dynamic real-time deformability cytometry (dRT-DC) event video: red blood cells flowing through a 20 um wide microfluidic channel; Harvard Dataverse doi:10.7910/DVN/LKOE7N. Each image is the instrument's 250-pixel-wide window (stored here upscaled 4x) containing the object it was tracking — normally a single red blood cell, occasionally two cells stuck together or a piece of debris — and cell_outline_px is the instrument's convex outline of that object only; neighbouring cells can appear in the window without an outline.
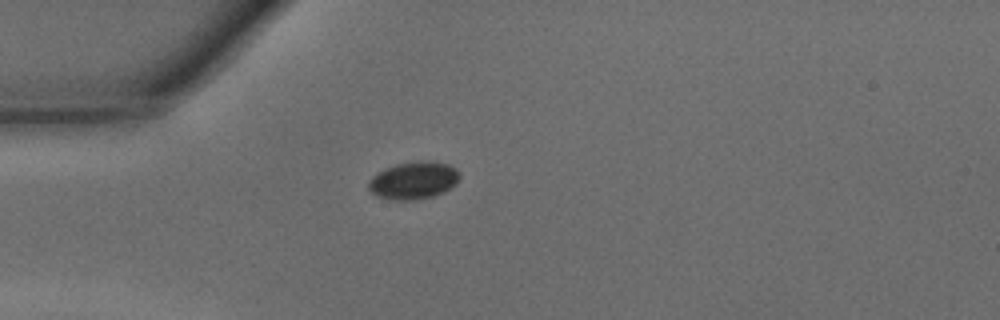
{"species": "common noctule bat (a hibernating species)", "species_latin": "Nyctalus noctula", "temperature_condition": "warm", "stored_images_in_passage": 35, "camera_frame_rate_fps": 3000, "um_per_image_px": 0.085, "animal": {"sex": "male", "body_mass_g": 15.6}, "frame": {"image": 1, "passage_image": 1, "time_ms": 0.0, "image_size_px": [1000, 320], "cell_outline_px": [[460, 176], [456, 184], [444, 192], [432, 196], [416, 200], [388, 200], [376, 196], [368, 188], [368, 180], [372, 176], [384, 168], [396, 164], [416, 160], [432, 160], [448, 164], [456, 168], [460, 172]], "centroid_in_image_um": [35.15, 15.32], "position_along_channel_um": 49.8, "area_um2": 20.35}}
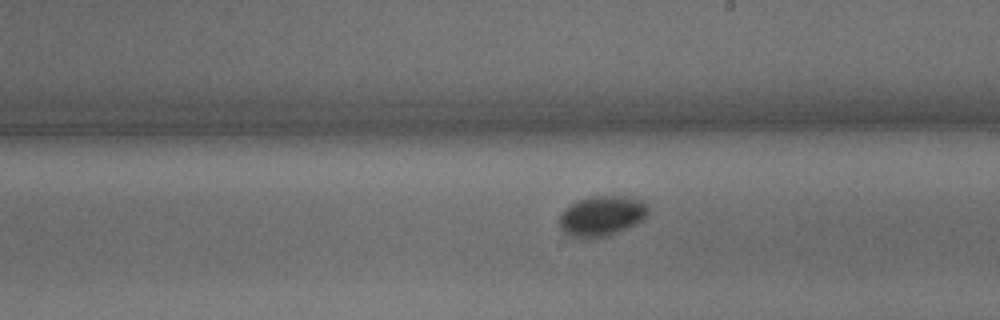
{"frame": {"image": 2, "passage_image": 15, "time_ms": 4.667, "image_size_px": [1000, 320], "cell_outline_px": [[648, 212], [636, 224], [608, 236], [592, 240], [576, 240], [568, 236], [560, 228], [560, 212], [576, 200], [592, 196], [628, 196], [644, 200], [648, 204]], "centroid_in_image_um": [51.11, 18.38], "position_along_channel_um": 237.9, "area_um2": 21.44}}
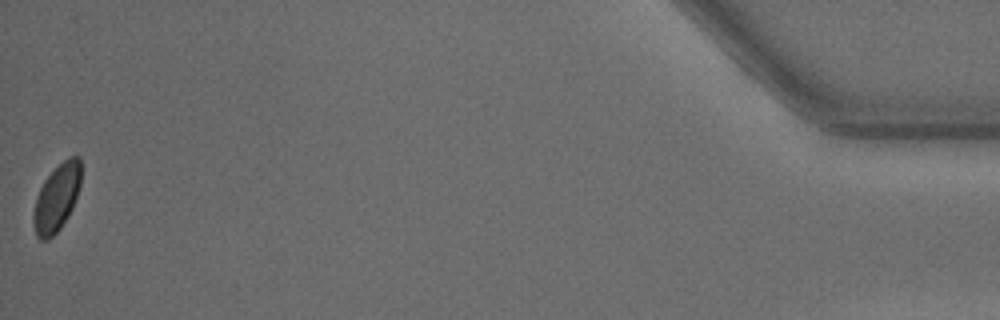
{"frame": {"image": 3, "passage_image": 35, "time_ms": 11.333, "image_size_px": [1000, 320], "cell_outline_px": [[80, 184], [72, 208], [68, 216], [60, 228], [48, 240], [40, 240], [36, 236], [32, 224], [32, 216], [36, 196], [44, 180], [68, 156], [80, 156]], "centroid_in_image_um": [4.79, 16.85], "position_along_channel_um": 430.4, "area_um2": 18.5}, "authors_computed_cell_mechanics": {"area_um2": 19.9988, "velocity_mm_per_s": 4.2954, "shape_relaxation_time_tau1_ms": 2.2681, "shape_relaxation_time_tau2_ms": null, "deformation_change_tau1": 0.1095, "deformation_change_tau2": null}}